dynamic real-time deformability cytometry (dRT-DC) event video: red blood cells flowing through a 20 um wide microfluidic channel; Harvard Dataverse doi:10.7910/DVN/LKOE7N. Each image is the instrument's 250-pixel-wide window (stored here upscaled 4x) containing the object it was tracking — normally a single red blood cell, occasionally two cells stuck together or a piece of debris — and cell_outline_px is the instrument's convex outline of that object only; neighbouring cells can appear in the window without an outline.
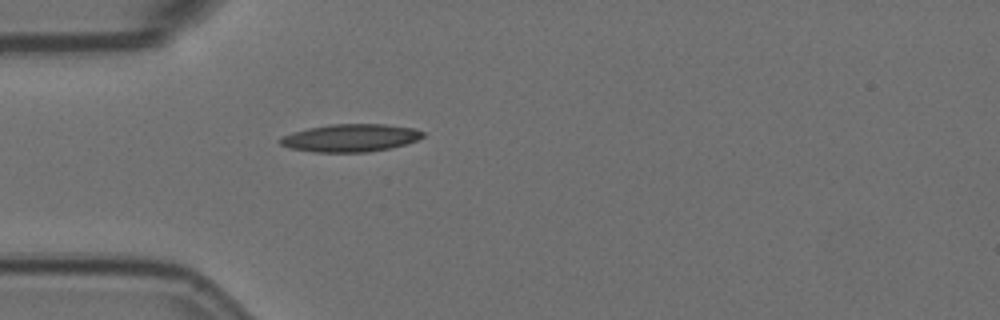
{"species": "Egyptian fruit bat (a non-hibernating species)", "species_latin": "Rousettus aegyptiacus", "temperature_condition": "room temperature", "stored_images_in_passage": 5, "camera_frame_rate_fps": 3000, "um_per_image_px": 0.085, "animal": {"sex": "female"}, "frame": {"image": 1, "passage_image": 5, "time_ms": 1.333, "image_size_px": [1000, 320], "cell_outline_px": [[424, 136], [416, 140], [404, 144], [388, 148], [368, 152], [316, 152], [292, 148], [280, 144], [280, 136], [292, 132], [308, 128], [332, 124], [384, 124], [412, 128], [424, 132]], "centroid_in_image_um": [29.77, 11.71], "position_along_channel_um": 55.2, "area_um2": 22.77}}